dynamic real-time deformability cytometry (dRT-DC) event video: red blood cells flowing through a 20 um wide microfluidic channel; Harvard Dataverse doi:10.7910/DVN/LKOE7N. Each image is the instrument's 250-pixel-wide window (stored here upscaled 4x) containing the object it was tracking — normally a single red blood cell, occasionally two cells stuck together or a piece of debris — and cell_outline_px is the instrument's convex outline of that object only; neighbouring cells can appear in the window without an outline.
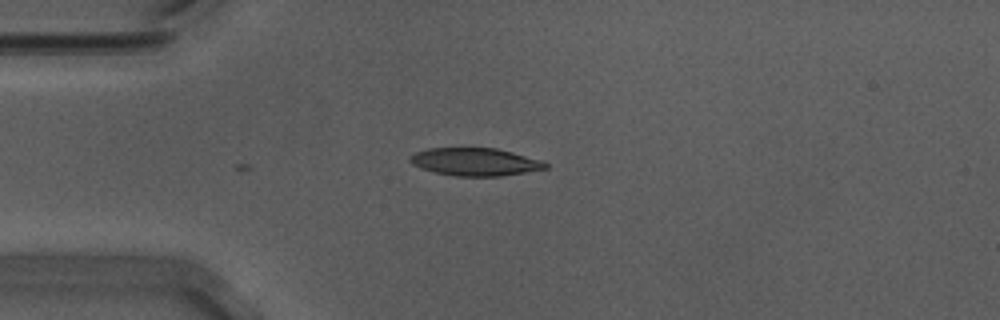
{"species": "Egyptian fruit bat (a non-hibernating species)", "species_latin": "Rousettus aegyptiacus", "temperature_condition": "warm", "stored_images_in_passage": 2, "camera_frame_rate_fps": 3000, "um_per_image_px": 0.085, "animal": {"sex": "male"}, "frame": {"image": 1, "passage_image": 2, "time_ms": 0.333, "image_size_px": [1000, 320], "cell_outline_px": [[548, 168], [500, 176], [452, 176], [420, 168], [412, 164], [408, 160], [408, 156], [416, 152], [428, 148], [496, 148], [512, 152], [540, 160], [548, 164]], "centroid_in_image_um": [40.33, 13.75], "position_along_channel_um": 44.7, "area_um2": 21.85}}